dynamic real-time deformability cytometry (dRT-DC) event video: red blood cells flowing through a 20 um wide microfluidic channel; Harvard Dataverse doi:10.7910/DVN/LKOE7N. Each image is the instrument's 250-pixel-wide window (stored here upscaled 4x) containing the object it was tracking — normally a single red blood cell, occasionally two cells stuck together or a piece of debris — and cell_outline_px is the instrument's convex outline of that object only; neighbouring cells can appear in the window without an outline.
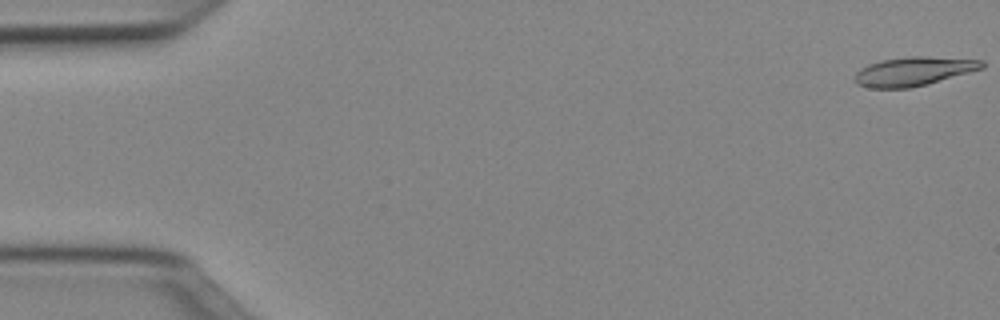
{"species": "Egyptian fruit bat (a non-hibernating species)", "species_latin": "Rousettus aegyptiacus", "temperature_condition": "cold", "stored_images_in_passage": 51, "camera_frame_rate_fps": 3000, "um_per_image_px": 0.085, "animal": {"sex": "female"}, "frame": {"image": 1, "passage_image": 1, "time_ms": 0.0, "image_size_px": [1000, 320], "cell_outline_px": [[984, 68], [928, 84], [912, 88], [868, 88], [856, 84], [856, 72], [860, 68], [868, 64], [880, 60], [912, 56], [924, 56], [984, 60]], "centroid_in_image_um": [77.65, 6.06], "position_along_channel_um": 7.3, "area_um2": 21.5}}
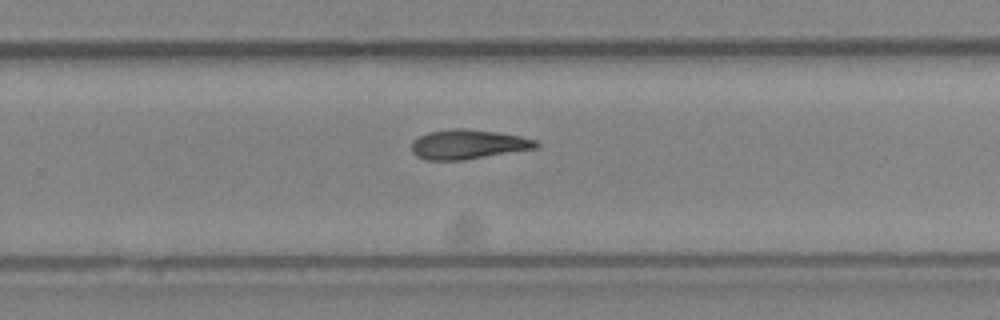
{"frame": {"image": 2, "passage_image": 33, "time_ms": 10.667, "image_size_px": [1000, 320], "cell_outline_px": [[540, 144], [536, 148], [464, 160], [428, 160], [416, 156], [412, 152], [412, 140], [428, 132], [452, 128], [456, 128], [496, 132], [520, 136], [536, 140]], "centroid_in_image_um": [39.76, 12.27], "position_along_channel_um": 290.0, "area_um2": 21.27}}
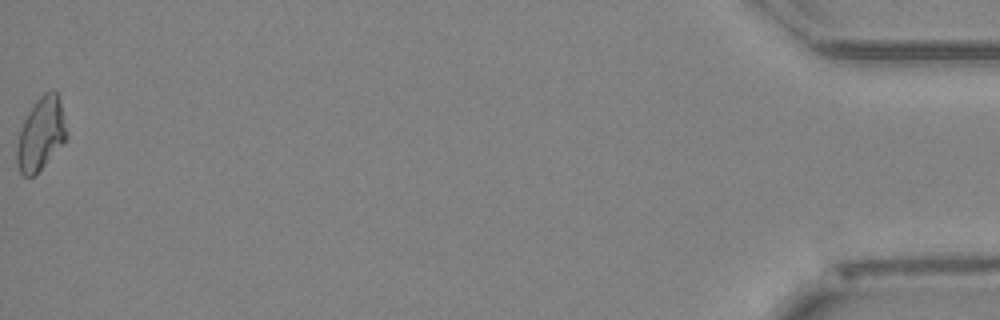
{"frame": {"image": 3, "passage_image": 51, "time_ms": 16.667, "image_size_px": [1000, 320], "cell_outline_px": [[68, 136], [36, 176], [24, 176], [20, 172], [16, 160], [16, 144], [24, 120], [28, 112], [36, 100], [44, 92], [56, 92], [60, 104]], "centroid_in_image_um": [3.45, 11.44], "position_along_channel_um": 431.8, "area_um2": 20.75}, "authors_computed_cell_mechanics": {"area_um2": 21.2704, "velocity_mm_per_s": 4.0078, "shape_relaxation_time_tau1_ms": null, "shape_relaxation_time_tau2_ms": 5.4826, "deformation_change_tau1": null, "deformation_change_tau2": 0.1408}}